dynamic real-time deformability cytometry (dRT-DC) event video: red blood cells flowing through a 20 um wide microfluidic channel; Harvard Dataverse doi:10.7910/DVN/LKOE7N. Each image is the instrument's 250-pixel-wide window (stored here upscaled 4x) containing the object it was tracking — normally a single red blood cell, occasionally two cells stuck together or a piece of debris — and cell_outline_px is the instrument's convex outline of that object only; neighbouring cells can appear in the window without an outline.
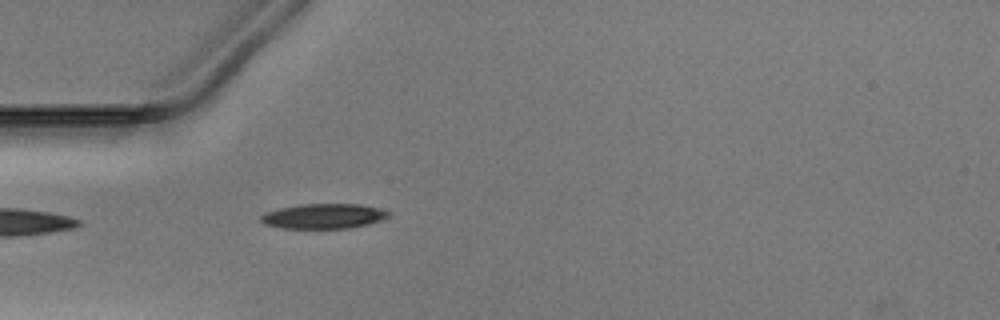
{"species": "Egyptian fruit bat (a non-hibernating species)", "species_latin": "Rousettus aegyptiacus", "temperature_condition": "warm", "stored_images_in_passage": 23, "camera_frame_rate_fps": 3000, "um_per_image_px": 0.085, "animal": {"sex": "male"}, "frame": {"image": 1, "passage_image": 1, "time_ms": 0.0, "image_size_px": [1000, 320], "cell_outline_px": [[392, 212], [384, 220], [368, 224], [348, 228], [284, 228], [264, 224], [260, 220], [260, 216], [268, 212], [280, 208], [300, 204], [360, 204]], "centroid_in_image_um": [27.53, 18.37], "position_along_channel_um": 57.5, "area_um2": 18.44}}
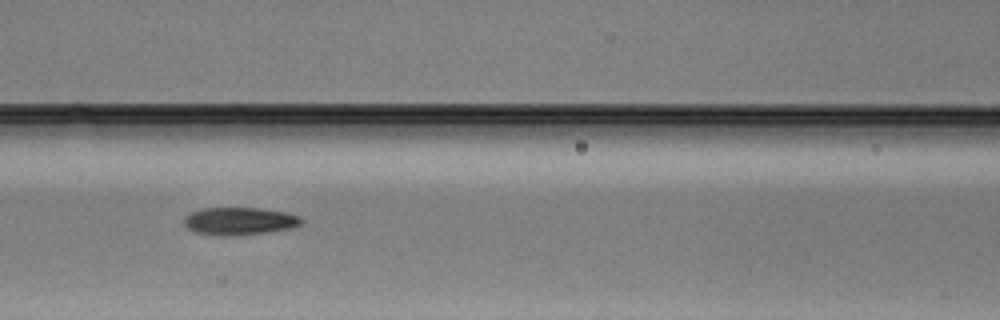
{"frame": {"image": 2, "passage_image": 8, "time_ms": 2.333, "image_size_px": [1000, 320], "cell_outline_px": [[304, 220], [300, 224], [292, 228], [272, 232], [236, 236], [216, 236], [196, 232], [188, 228], [184, 224], [184, 220], [192, 212], [204, 208], [260, 208], [288, 212], [300, 216]], "centroid_in_image_um": [20.42, 18.81], "position_along_channel_um": 146.2, "area_um2": 19.13}}
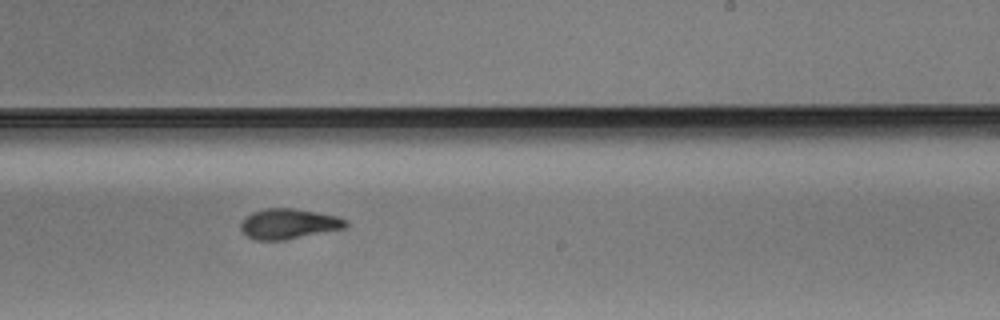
{"frame": {"image": 3, "passage_image": 17, "time_ms": 5.333, "image_size_px": [1000, 320], "cell_outline_px": [[348, 228], [284, 240], [256, 240], [248, 236], [240, 228], [240, 224], [252, 212], [264, 208], [292, 208], [316, 212], [336, 216], [348, 220]], "centroid_in_image_um": [24.58, 19.03], "position_along_channel_um": 264.4, "area_um2": 18.5}}